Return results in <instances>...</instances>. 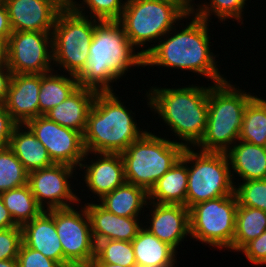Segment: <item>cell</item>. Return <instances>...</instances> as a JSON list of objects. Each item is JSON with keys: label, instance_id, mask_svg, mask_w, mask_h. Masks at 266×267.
Returning a JSON list of instances; mask_svg holds the SVG:
<instances>
[{"label": "cell", "instance_id": "6da1fadb", "mask_svg": "<svg viewBox=\"0 0 266 267\" xmlns=\"http://www.w3.org/2000/svg\"><path fill=\"white\" fill-rule=\"evenodd\" d=\"M192 21L185 28L176 31V25L158 42L146 49L145 66L171 67L198 73L215 83L225 81L220 74L216 55L211 52L208 23L191 13ZM175 29V30H174ZM174 33V35H173ZM168 34V35H167ZM171 34V35H170ZM171 37H170V36ZM168 36V37H167ZM166 37V38H165ZM170 37V38H169Z\"/></svg>", "mask_w": 266, "mask_h": 267}, {"label": "cell", "instance_id": "7a4b0ae2", "mask_svg": "<svg viewBox=\"0 0 266 267\" xmlns=\"http://www.w3.org/2000/svg\"><path fill=\"white\" fill-rule=\"evenodd\" d=\"M135 49L118 21H100L90 44V57L75 76L78 85L97 93L114 92L111 83L131 67H144V56Z\"/></svg>", "mask_w": 266, "mask_h": 267}, {"label": "cell", "instance_id": "3957f363", "mask_svg": "<svg viewBox=\"0 0 266 267\" xmlns=\"http://www.w3.org/2000/svg\"><path fill=\"white\" fill-rule=\"evenodd\" d=\"M210 88L193 84L181 88L152 86L145 96L150 110L161 117L176 138L178 136V143L195 147L206 130Z\"/></svg>", "mask_w": 266, "mask_h": 267}, {"label": "cell", "instance_id": "277c9868", "mask_svg": "<svg viewBox=\"0 0 266 267\" xmlns=\"http://www.w3.org/2000/svg\"><path fill=\"white\" fill-rule=\"evenodd\" d=\"M135 113L114 92H98L83 133L87 153H122L146 130L138 127Z\"/></svg>", "mask_w": 266, "mask_h": 267}, {"label": "cell", "instance_id": "5b68a950", "mask_svg": "<svg viewBox=\"0 0 266 267\" xmlns=\"http://www.w3.org/2000/svg\"><path fill=\"white\" fill-rule=\"evenodd\" d=\"M235 87L228 80L211 85L206 130L194 149L226 153L239 140L245 108L255 95Z\"/></svg>", "mask_w": 266, "mask_h": 267}, {"label": "cell", "instance_id": "8992f818", "mask_svg": "<svg viewBox=\"0 0 266 267\" xmlns=\"http://www.w3.org/2000/svg\"><path fill=\"white\" fill-rule=\"evenodd\" d=\"M126 1V6L118 22L130 43L135 48L142 47L139 52L143 56L146 55L144 48L147 42H158L175 27L176 22L178 26L180 20L184 21L185 18L191 16L190 0Z\"/></svg>", "mask_w": 266, "mask_h": 267}, {"label": "cell", "instance_id": "52a82bcc", "mask_svg": "<svg viewBox=\"0 0 266 267\" xmlns=\"http://www.w3.org/2000/svg\"><path fill=\"white\" fill-rule=\"evenodd\" d=\"M184 149L177 141L145 131L121 153L126 182L149 192L182 157Z\"/></svg>", "mask_w": 266, "mask_h": 267}, {"label": "cell", "instance_id": "ba28073f", "mask_svg": "<svg viewBox=\"0 0 266 267\" xmlns=\"http://www.w3.org/2000/svg\"><path fill=\"white\" fill-rule=\"evenodd\" d=\"M63 8L52 31L53 64L76 76L90 57L89 48L99 20Z\"/></svg>", "mask_w": 266, "mask_h": 267}, {"label": "cell", "instance_id": "9c48e42d", "mask_svg": "<svg viewBox=\"0 0 266 267\" xmlns=\"http://www.w3.org/2000/svg\"><path fill=\"white\" fill-rule=\"evenodd\" d=\"M187 147L188 182L186 207L234 193L230 162L223 152H198ZM191 165V166H190Z\"/></svg>", "mask_w": 266, "mask_h": 267}, {"label": "cell", "instance_id": "30bf717a", "mask_svg": "<svg viewBox=\"0 0 266 267\" xmlns=\"http://www.w3.org/2000/svg\"><path fill=\"white\" fill-rule=\"evenodd\" d=\"M235 193L207 200L189 209L190 237L218 249H229L235 234Z\"/></svg>", "mask_w": 266, "mask_h": 267}, {"label": "cell", "instance_id": "8fae6325", "mask_svg": "<svg viewBox=\"0 0 266 267\" xmlns=\"http://www.w3.org/2000/svg\"><path fill=\"white\" fill-rule=\"evenodd\" d=\"M47 210L54 218L55 227L63 248V267L91 266L95 257L88 212L82 206Z\"/></svg>", "mask_w": 266, "mask_h": 267}, {"label": "cell", "instance_id": "7c38bea8", "mask_svg": "<svg viewBox=\"0 0 266 267\" xmlns=\"http://www.w3.org/2000/svg\"><path fill=\"white\" fill-rule=\"evenodd\" d=\"M52 63V32H12L8 38V67L13 74H46L54 70Z\"/></svg>", "mask_w": 266, "mask_h": 267}, {"label": "cell", "instance_id": "4fadbf2b", "mask_svg": "<svg viewBox=\"0 0 266 267\" xmlns=\"http://www.w3.org/2000/svg\"><path fill=\"white\" fill-rule=\"evenodd\" d=\"M47 149L55 164H66L77 168L86 157L83 134L63 127L41 115L25 124Z\"/></svg>", "mask_w": 266, "mask_h": 267}, {"label": "cell", "instance_id": "5bb4252c", "mask_svg": "<svg viewBox=\"0 0 266 267\" xmlns=\"http://www.w3.org/2000/svg\"><path fill=\"white\" fill-rule=\"evenodd\" d=\"M74 170L77 169L66 164L54 163L28 173L31 192L43 210L67 208L74 204L80 206L81 200L72 191L74 189L71 187V180H68L73 177Z\"/></svg>", "mask_w": 266, "mask_h": 267}, {"label": "cell", "instance_id": "9a60e30c", "mask_svg": "<svg viewBox=\"0 0 266 267\" xmlns=\"http://www.w3.org/2000/svg\"><path fill=\"white\" fill-rule=\"evenodd\" d=\"M13 32H52L63 7L56 0H4Z\"/></svg>", "mask_w": 266, "mask_h": 267}, {"label": "cell", "instance_id": "2e32d148", "mask_svg": "<svg viewBox=\"0 0 266 267\" xmlns=\"http://www.w3.org/2000/svg\"><path fill=\"white\" fill-rule=\"evenodd\" d=\"M150 203V204H149ZM151 206L146 228L162 242L167 243L176 251L181 242L190 236L189 209L181 204H159L148 202ZM151 221V222H150ZM178 246V247H177Z\"/></svg>", "mask_w": 266, "mask_h": 267}, {"label": "cell", "instance_id": "e0dca14e", "mask_svg": "<svg viewBox=\"0 0 266 267\" xmlns=\"http://www.w3.org/2000/svg\"><path fill=\"white\" fill-rule=\"evenodd\" d=\"M93 154L95 159L84 162L88 155ZM83 163L80 164L84 175L82 177L91 193L97 195L99 199L115 188L122 186L125 180L124 161L120 153H87ZM86 163V164H85Z\"/></svg>", "mask_w": 266, "mask_h": 267}, {"label": "cell", "instance_id": "ac0fdd59", "mask_svg": "<svg viewBox=\"0 0 266 267\" xmlns=\"http://www.w3.org/2000/svg\"><path fill=\"white\" fill-rule=\"evenodd\" d=\"M41 74H13L4 102L6 110L18 125L39 116Z\"/></svg>", "mask_w": 266, "mask_h": 267}, {"label": "cell", "instance_id": "d6986e66", "mask_svg": "<svg viewBox=\"0 0 266 267\" xmlns=\"http://www.w3.org/2000/svg\"><path fill=\"white\" fill-rule=\"evenodd\" d=\"M84 205L90 218L95 244L103 240L131 242L144 225L139 222V217L117 216L99 203L87 202Z\"/></svg>", "mask_w": 266, "mask_h": 267}, {"label": "cell", "instance_id": "ffe728a7", "mask_svg": "<svg viewBox=\"0 0 266 267\" xmlns=\"http://www.w3.org/2000/svg\"><path fill=\"white\" fill-rule=\"evenodd\" d=\"M25 246L41 252L63 267V248L57 234L53 216L43 210L38 216L21 226Z\"/></svg>", "mask_w": 266, "mask_h": 267}, {"label": "cell", "instance_id": "44dd1931", "mask_svg": "<svg viewBox=\"0 0 266 267\" xmlns=\"http://www.w3.org/2000/svg\"><path fill=\"white\" fill-rule=\"evenodd\" d=\"M96 94L97 92L94 90L79 86L66 100L52 108L44 116L63 127L83 134Z\"/></svg>", "mask_w": 266, "mask_h": 267}, {"label": "cell", "instance_id": "7402d4cb", "mask_svg": "<svg viewBox=\"0 0 266 267\" xmlns=\"http://www.w3.org/2000/svg\"><path fill=\"white\" fill-rule=\"evenodd\" d=\"M187 182V147H185L182 157L148 192V200L153 203L181 204L186 207Z\"/></svg>", "mask_w": 266, "mask_h": 267}, {"label": "cell", "instance_id": "603a6c76", "mask_svg": "<svg viewBox=\"0 0 266 267\" xmlns=\"http://www.w3.org/2000/svg\"><path fill=\"white\" fill-rule=\"evenodd\" d=\"M226 154L232 179L235 173L242 181L266 179V147L238 140Z\"/></svg>", "mask_w": 266, "mask_h": 267}, {"label": "cell", "instance_id": "cb8c5ba5", "mask_svg": "<svg viewBox=\"0 0 266 267\" xmlns=\"http://www.w3.org/2000/svg\"><path fill=\"white\" fill-rule=\"evenodd\" d=\"M9 148L28 173L54 164L45 146L37 140L36 136L26 125H17L14 128Z\"/></svg>", "mask_w": 266, "mask_h": 267}, {"label": "cell", "instance_id": "d4e9b609", "mask_svg": "<svg viewBox=\"0 0 266 267\" xmlns=\"http://www.w3.org/2000/svg\"><path fill=\"white\" fill-rule=\"evenodd\" d=\"M137 266L174 267L177 251L142 227L131 241Z\"/></svg>", "mask_w": 266, "mask_h": 267}, {"label": "cell", "instance_id": "484cf974", "mask_svg": "<svg viewBox=\"0 0 266 267\" xmlns=\"http://www.w3.org/2000/svg\"><path fill=\"white\" fill-rule=\"evenodd\" d=\"M97 200L103 208L122 217H139L149 201L144 188L127 182Z\"/></svg>", "mask_w": 266, "mask_h": 267}, {"label": "cell", "instance_id": "4316f807", "mask_svg": "<svg viewBox=\"0 0 266 267\" xmlns=\"http://www.w3.org/2000/svg\"><path fill=\"white\" fill-rule=\"evenodd\" d=\"M60 74L54 70L41 74V87L38 95L39 116L45 115L66 100L79 87L75 76L70 75L68 77L67 74Z\"/></svg>", "mask_w": 266, "mask_h": 267}, {"label": "cell", "instance_id": "83f0119b", "mask_svg": "<svg viewBox=\"0 0 266 267\" xmlns=\"http://www.w3.org/2000/svg\"><path fill=\"white\" fill-rule=\"evenodd\" d=\"M266 230V212L261 209L239 206L236 211L235 234L228 250L239 252L251 240Z\"/></svg>", "mask_w": 266, "mask_h": 267}, {"label": "cell", "instance_id": "f1b7e54d", "mask_svg": "<svg viewBox=\"0 0 266 267\" xmlns=\"http://www.w3.org/2000/svg\"><path fill=\"white\" fill-rule=\"evenodd\" d=\"M0 196L18 226L31 221L43 211L32 194L29 184L7 190Z\"/></svg>", "mask_w": 266, "mask_h": 267}, {"label": "cell", "instance_id": "f546056e", "mask_svg": "<svg viewBox=\"0 0 266 267\" xmlns=\"http://www.w3.org/2000/svg\"><path fill=\"white\" fill-rule=\"evenodd\" d=\"M239 140L266 147V100L257 95L244 111Z\"/></svg>", "mask_w": 266, "mask_h": 267}, {"label": "cell", "instance_id": "4dcf8cb0", "mask_svg": "<svg viewBox=\"0 0 266 267\" xmlns=\"http://www.w3.org/2000/svg\"><path fill=\"white\" fill-rule=\"evenodd\" d=\"M248 0H209L204 4H197V8L195 7L194 0H190V12L196 15L199 18H202L206 21L211 22L208 19H211V14L217 16L220 22H225L227 19H235L237 23L241 22L243 24L242 16L244 13L245 5ZM193 3V4H192Z\"/></svg>", "mask_w": 266, "mask_h": 267}, {"label": "cell", "instance_id": "1f68e13d", "mask_svg": "<svg viewBox=\"0 0 266 267\" xmlns=\"http://www.w3.org/2000/svg\"><path fill=\"white\" fill-rule=\"evenodd\" d=\"M93 262L119 264L125 267L137 266L132 243L117 240L98 241Z\"/></svg>", "mask_w": 266, "mask_h": 267}, {"label": "cell", "instance_id": "d6a6232c", "mask_svg": "<svg viewBox=\"0 0 266 267\" xmlns=\"http://www.w3.org/2000/svg\"><path fill=\"white\" fill-rule=\"evenodd\" d=\"M28 184V172L7 147L0 149V194Z\"/></svg>", "mask_w": 266, "mask_h": 267}, {"label": "cell", "instance_id": "836d02e7", "mask_svg": "<svg viewBox=\"0 0 266 267\" xmlns=\"http://www.w3.org/2000/svg\"><path fill=\"white\" fill-rule=\"evenodd\" d=\"M82 3L75 2L71 7L77 13L84 15L89 9V18L99 21H118L126 6V0H83ZM86 5V6H85ZM85 6V7H84ZM85 8V9H84Z\"/></svg>", "mask_w": 266, "mask_h": 267}, {"label": "cell", "instance_id": "e575fe53", "mask_svg": "<svg viewBox=\"0 0 266 267\" xmlns=\"http://www.w3.org/2000/svg\"><path fill=\"white\" fill-rule=\"evenodd\" d=\"M234 187L238 205L266 212V179L238 182Z\"/></svg>", "mask_w": 266, "mask_h": 267}, {"label": "cell", "instance_id": "d590c367", "mask_svg": "<svg viewBox=\"0 0 266 267\" xmlns=\"http://www.w3.org/2000/svg\"><path fill=\"white\" fill-rule=\"evenodd\" d=\"M22 243L21 227L0 229V260L17 258Z\"/></svg>", "mask_w": 266, "mask_h": 267}, {"label": "cell", "instance_id": "8d00e7d4", "mask_svg": "<svg viewBox=\"0 0 266 267\" xmlns=\"http://www.w3.org/2000/svg\"><path fill=\"white\" fill-rule=\"evenodd\" d=\"M19 267H62L58 262L45 257L41 252L25 246L23 243L17 256Z\"/></svg>", "mask_w": 266, "mask_h": 267}, {"label": "cell", "instance_id": "74e56055", "mask_svg": "<svg viewBox=\"0 0 266 267\" xmlns=\"http://www.w3.org/2000/svg\"><path fill=\"white\" fill-rule=\"evenodd\" d=\"M239 252H242L253 265H266V230L247 243Z\"/></svg>", "mask_w": 266, "mask_h": 267}, {"label": "cell", "instance_id": "f35d334b", "mask_svg": "<svg viewBox=\"0 0 266 267\" xmlns=\"http://www.w3.org/2000/svg\"><path fill=\"white\" fill-rule=\"evenodd\" d=\"M17 125L6 110L5 104L0 103V149L9 147L12 132Z\"/></svg>", "mask_w": 266, "mask_h": 267}, {"label": "cell", "instance_id": "ab89813d", "mask_svg": "<svg viewBox=\"0 0 266 267\" xmlns=\"http://www.w3.org/2000/svg\"><path fill=\"white\" fill-rule=\"evenodd\" d=\"M12 75L8 64L0 65V103H4L7 98Z\"/></svg>", "mask_w": 266, "mask_h": 267}, {"label": "cell", "instance_id": "60d3db41", "mask_svg": "<svg viewBox=\"0 0 266 267\" xmlns=\"http://www.w3.org/2000/svg\"><path fill=\"white\" fill-rule=\"evenodd\" d=\"M12 32L6 4L4 0H0V36L8 39Z\"/></svg>", "mask_w": 266, "mask_h": 267}, {"label": "cell", "instance_id": "b9f144b4", "mask_svg": "<svg viewBox=\"0 0 266 267\" xmlns=\"http://www.w3.org/2000/svg\"><path fill=\"white\" fill-rule=\"evenodd\" d=\"M11 227H21L18 226L12 216L10 215L8 209L5 207L4 202L0 196V229H8Z\"/></svg>", "mask_w": 266, "mask_h": 267}, {"label": "cell", "instance_id": "7bdbcfd3", "mask_svg": "<svg viewBox=\"0 0 266 267\" xmlns=\"http://www.w3.org/2000/svg\"><path fill=\"white\" fill-rule=\"evenodd\" d=\"M8 64V39L0 36V65Z\"/></svg>", "mask_w": 266, "mask_h": 267}, {"label": "cell", "instance_id": "ee69618b", "mask_svg": "<svg viewBox=\"0 0 266 267\" xmlns=\"http://www.w3.org/2000/svg\"><path fill=\"white\" fill-rule=\"evenodd\" d=\"M0 267H19L17 258L0 260Z\"/></svg>", "mask_w": 266, "mask_h": 267}, {"label": "cell", "instance_id": "f6af8a7d", "mask_svg": "<svg viewBox=\"0 0 266 267\" xmlns=\"http://www.w3.org/2000/svg\"><path fill=\"white\" fill-rule=\"evenodd\" d=\"M91 267H125L119 264H111L106 262H92Z\"/></svg>", "mask_w": 266, "mask_h": 267}, {"label": "cell", "instance_id": "bcb514c9", "mask_svg": "<svg viewBox=\"0 0 266 267\" xmlns=\"http://www.w3.org/2000/svg\"><path fill=\"white\" fill-rule=\"evenodd\" d=\"M63 8H70L75 4V0H56Z\"/></svg>", "mask_w": 266, "mask_h": 267}]
</instances>
